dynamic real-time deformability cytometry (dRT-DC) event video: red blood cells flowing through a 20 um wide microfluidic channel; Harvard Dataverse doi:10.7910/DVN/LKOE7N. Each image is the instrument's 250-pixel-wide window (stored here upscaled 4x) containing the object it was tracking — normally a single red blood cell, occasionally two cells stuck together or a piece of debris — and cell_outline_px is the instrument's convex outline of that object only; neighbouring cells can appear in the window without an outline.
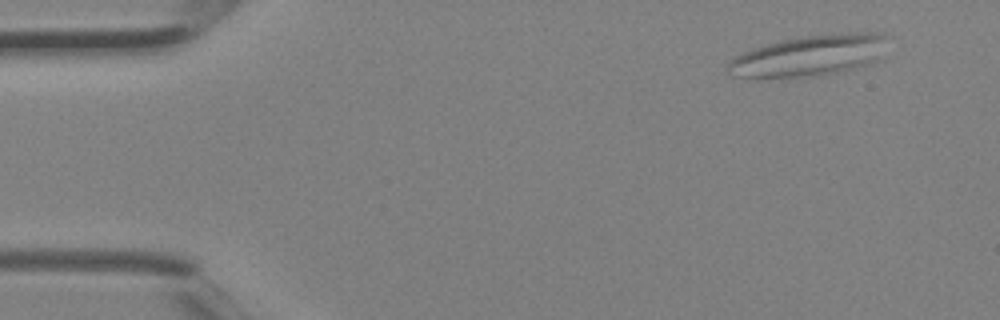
{"species": "Egyptian fruit bat (a non-hibernating species)", "species_latin": "Rousettus aegyptiacus", "temperature_condition": "room temperature", "stored_images_in_passage": 4, "segment_of_instrument_passage": [1, 2], "camera_frame_rate_fps": 3000, "um_per_image_px": 0.085, "animal": {"sex": "female"}, "frame": {"image": 1, "passage_image": 1, "time_ms": 0.0, "image_size_px": [1000, 320], "cell_outline_px": [[884, 36], [880, 60], [844, 72], [820, 76], [732, 76], [728, 72], [728, 64], [736, 56], [752, 48], [800, 36], [848, 32], [884, 32]], "centroid_in_image_um": [68.86, 4.71], "position_along_channel_um": 16.1, "area_um2": 37.69}}